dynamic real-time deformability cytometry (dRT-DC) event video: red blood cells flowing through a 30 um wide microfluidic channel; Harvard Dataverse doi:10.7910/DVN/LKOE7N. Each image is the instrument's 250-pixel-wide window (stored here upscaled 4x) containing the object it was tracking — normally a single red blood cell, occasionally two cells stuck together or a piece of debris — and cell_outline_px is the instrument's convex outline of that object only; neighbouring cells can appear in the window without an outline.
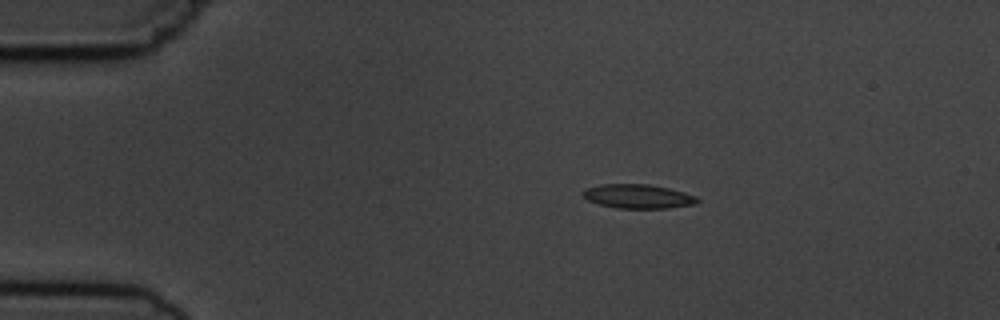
{"species": "common noctule bat (a hibernating species)", "species_latin": "Nyctalus noctula", "temperature_condition": "cold", "stored_images_in_passage": 7, "camera_frame_rate_fps": 3000, "um_per_image_px": 0.085, "animal": {"sex": "male", "body_mass_g": 19.5, "forearm_length_mm": 54.6}, "frame": {"image": 1, "passage_image": 2, "time_ms": 1.333, "image_size_px": [1000, 320], "cell_outline_px": [[700, 200], [696, 204], [668, 208], [616, 208], [600, 204], [588, 200], [584, 196], [584, 192], [588, 188], [600, 184], [648, 184], [668, 188], [684, 192], [696, 196]], "centroid_in_image_um": [54.28, 16.69], "position_along_channel_um": 30.7, "area_um2": 15.9}}
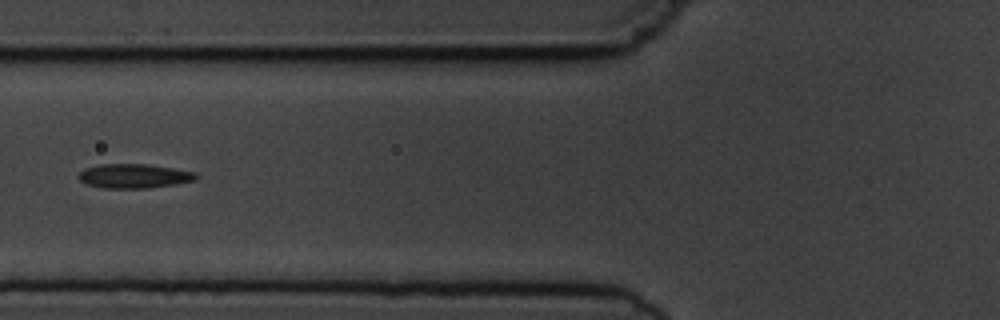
{"frame": {"image": 2, "passage_image": 5, "time_ms": 5.0, "image_size_px": [1000, 320], "cell_outline_px": [[200, 176], [196, 180], [176, 184], [148, 188], [104, 188], [88, 184], [80, 180], [76, 176], [84, 168], [100, 164], [148, 164], [196, 172]], "centroid_in_image_um": [11.41, 14.96], "position_along_channel_um": 114.4, "area_um2": 16.7}}
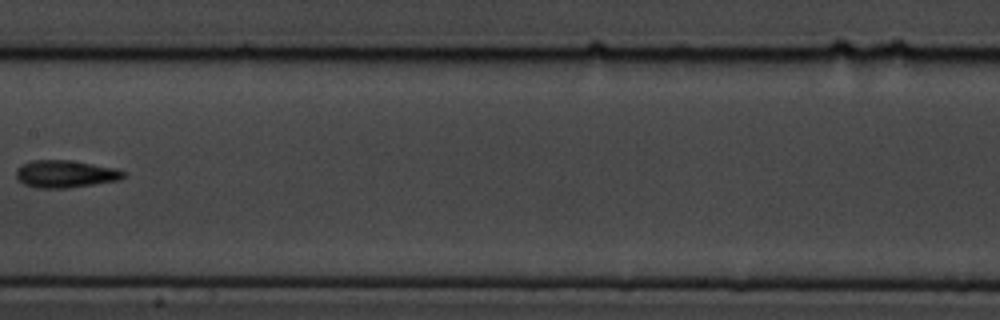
{"frame": {"image": 3, "passage_image": 7, "time_ms": 7.333, "image_size_px": [1000, 320], "cell_outline_px": [[128, 172], [120, 180], [68, 188], [36, 188], [24, 184], [16, 180], [16, 168], [32, 160], [68, 160], [116, 168]], "centroid_in_image_um": [5.55, 14.79], "position_along_channel_um": 201.9, "area_um2": 17.22}}